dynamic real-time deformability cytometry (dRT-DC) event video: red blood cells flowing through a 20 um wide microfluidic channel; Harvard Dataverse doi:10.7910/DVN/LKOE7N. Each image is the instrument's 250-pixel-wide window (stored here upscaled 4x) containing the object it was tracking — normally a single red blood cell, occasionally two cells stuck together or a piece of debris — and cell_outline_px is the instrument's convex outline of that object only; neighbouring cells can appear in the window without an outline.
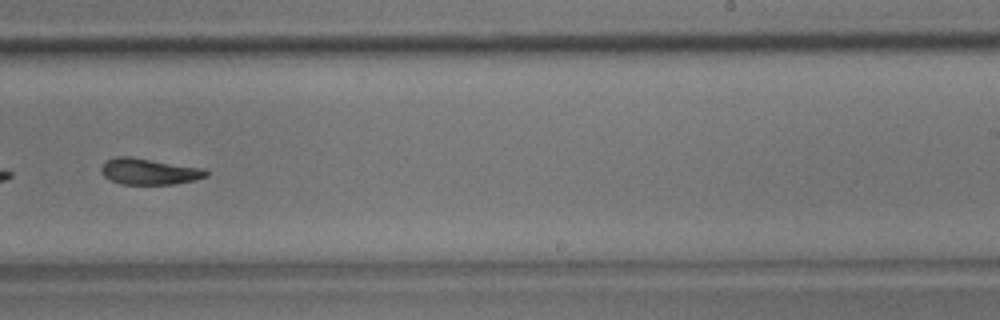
{"species": "common noctule bat (a hibernating species)", "species_latin": "Nyctalus noctula", "temperature_condition": "room temperature", "stored_images_in_passage": 45, "camera_frame_rate_fps": 3000, "um_per_image_px": 0.085, "animal": {"sex": "male", "body_mass_g": 17.9}, "frame": {"image": 1, "passage_image": 26, "time_ms": 8.333, "image_size_px": [1000, 320], "cell_outline_px": [[208, 176], [196, 180], [172, 184], [124, 184], [112, 180], [104, 176], [100, 172], [100, 168], [108, 160], [116, 156], [128, 156], [204, 168], [208, 172]], "centroid_in_image_um": [12.7, 14.57], "position_along_channel_um": 276.3, "area_um2": 15.9}}
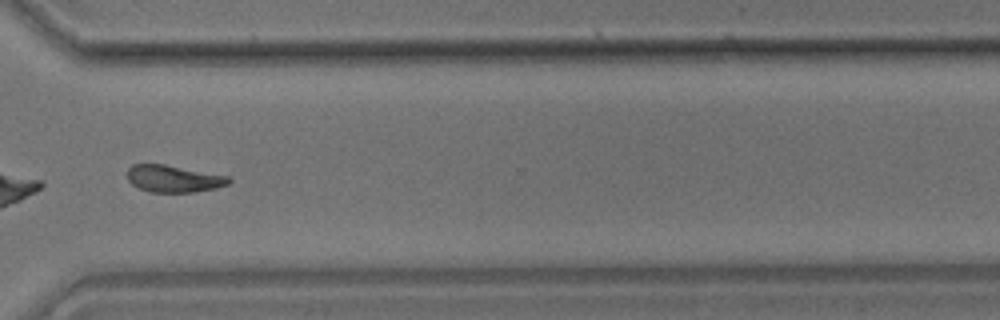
{"frame": {"image": 2, "passage_image": 32, "time_ms": 10.333, "image_size_px": [1000, 320], "cell_outline_px": [[232, 180], [228, 184], [216, 188], [192, 192], [152, 192], [140, 188], [132, 184], [128, 180], [128, 168], [132, 164], [164, 164], [228, 176]], "centroid_in_image_um": [14.75, 15.18], "position_along_channel_um": 355.8, "area_um2": 15.84}, "authors_computed_cell_mechanics": {"area_um2": 16.4152, "velocity_mm_per_s": 3.9699, "shape_relaxation_time_tau1_ms": 3.4611, "shape_relaxation_time_tau2_ms": 4.2756, "deformation_change_tau1": 0.1525, "deformation_change_tau2": 0.1166}}